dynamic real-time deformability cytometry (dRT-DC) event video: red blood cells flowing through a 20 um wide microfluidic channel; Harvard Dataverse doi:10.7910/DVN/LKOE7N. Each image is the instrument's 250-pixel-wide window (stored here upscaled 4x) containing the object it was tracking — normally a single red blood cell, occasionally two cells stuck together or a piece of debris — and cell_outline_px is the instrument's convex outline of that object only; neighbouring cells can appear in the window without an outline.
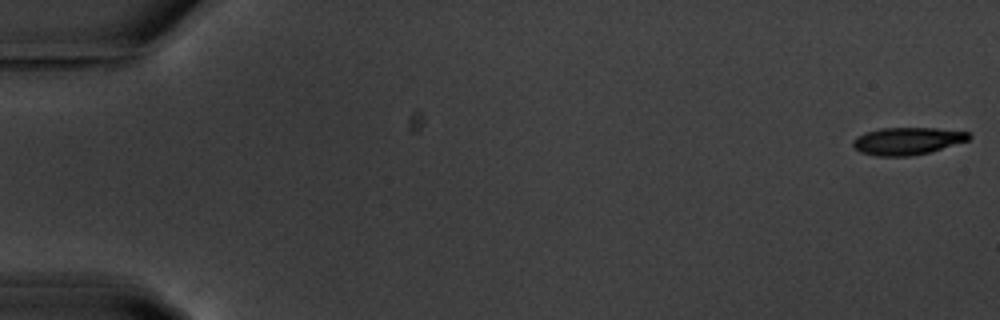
{"species": "common noctule bat (a hibernating species)", "species_latin": "Nyctalus noctula", "temperature_condition": "warm", "stored_images_in_passage": 56, "camera_frame_rate_fps": 3000, "um_per_image_px": 0.085, "animal": {"sex": "male", "body_mass_g": 20.1, "forearm_length_mm": 53.5}, "frame": {"image": 1, "passage_image": 1, "time_ms": 0.0, "image_size_px": [1000, 320], "cell_outline_px": [[972, 136], [968, 140], [928, 152], [912, 156], [876, 156], [860, 152], [852, 144], [852, 140], [856, 136], [864, 132], [880, 128], [936, 128], [968, 132]], "centroid_in_image_um": [77.07, 11.98], "position_along_channel_um": 7.9, "area_um2": 18.44}}
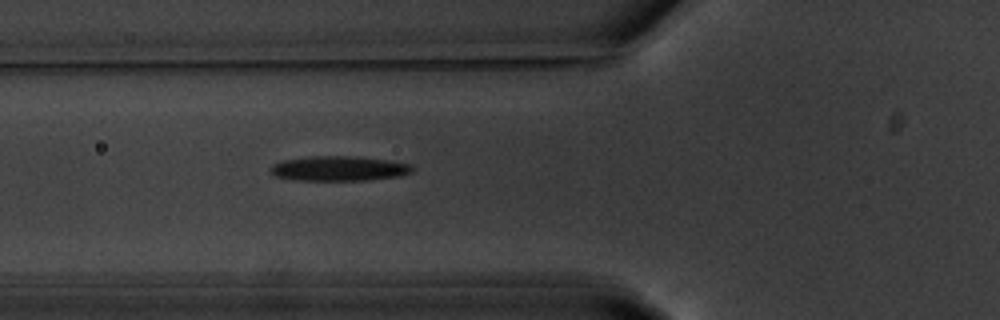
{"frame": {"image": 2, "passage_image": 21, "time_ms": 6.667, "image_size_px": [1000, 320], "cell_outline_px": [[412, 172], [396, 176], [368, 180], [296, 180], [276, 176], [272, 172], [272, 164], [284, 160], [312, 156], [352, 156], [388, 160], [412, 164]], "centroid_in_image_um": [28.82, 14.32], "position_along_channel_um": 97.0, "area_um2": 20.23}}
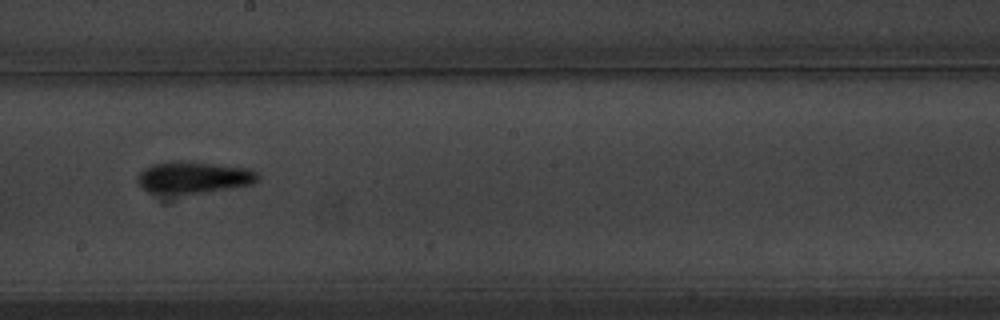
{"frame": {"image": 3, "passage_image": 32, "time_ms": 10.333, "image_size_px": [1000, 320], "cell_outline_px": [[260, 176], [252, 184], [232, 188], [200, 192], [148, 192], [140, 188], [136, 180], [136, 176], [144, 168], [152, 164], [168, 160], [184, 160], [248, 168], [256, 172]], "centroid_in_image_um": [16.4, 15.04], "position_along_channel_um": 231.8, "area_um2": 22.2}, "authors_computed_cell_mechanics": {"area_um2": 20.1144, "velocity_mm_per_s": 3.661, "shape_relaxation_time_tau1_ms": 5.4208, "shape_relaxation_time_tau2_ms": 8.2477, "deformation_change_tau1": 0.1897, "deformation_change_tau2": 0.1947}}